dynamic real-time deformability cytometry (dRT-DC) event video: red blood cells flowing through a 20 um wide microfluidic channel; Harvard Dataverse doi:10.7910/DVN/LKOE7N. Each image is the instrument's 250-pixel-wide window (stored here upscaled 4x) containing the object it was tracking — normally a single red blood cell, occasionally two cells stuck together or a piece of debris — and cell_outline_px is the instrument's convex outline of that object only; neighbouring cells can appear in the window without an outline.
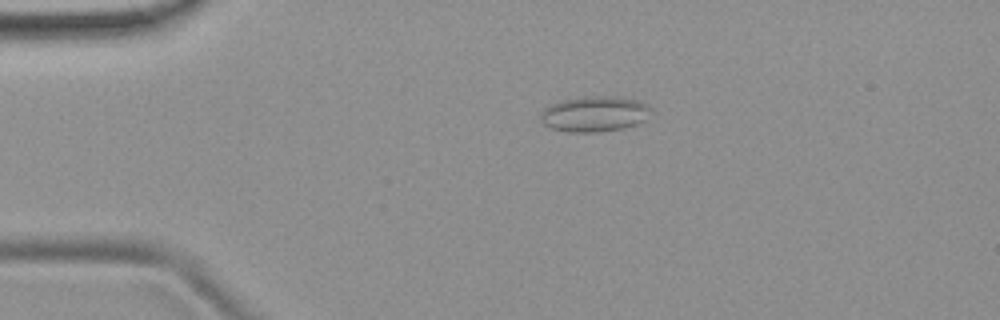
{"species": "common noctule bat (a hibernating species)", "species_latin": "Nyctalus noctula", "temperature_condition": "room temperature", "stored_images_in_passage": 52, "camera_frame_rate_fps": 3000, "um_per_image_px": 0.085, "animal": {"sex": "female", "body_mass_g": 19.9}, "frame": {"image": 1, "passage_image": 11, "time_ms": 3.333, "image_size_px": [1000, 320], "cell_outline_px": [[652, 108], [644, 120], [636, 124], [624, 128], [596, 132], [568, 132], [552, 128], [544, 124], [540, 120], [540, 112], [544, 108], [552, 104], [564, 100], [584, 96], [616, 96], [636, 100], [648, 104]], "centroid_in_image_um": [50.52, 9.68], "position_along_channel_um": 34.5, "area_um2": 22.83}}
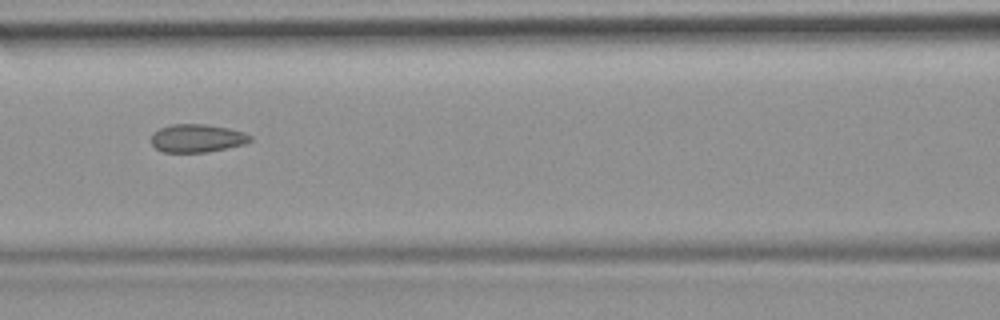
{"frame": {"image": 2, "passage_image": 23, "time_ms": 7.333, "image_size_px": [1000, 320], "cell_outline_px": [[252, 140], [244, 144], [208, 152], [164, 152], [156, 148], [152, 144], [152, 132], [160, 128], [172, 124], [204, 124], [228, 128], [244, 132], [252, 136]], "centroid_in_image_um": [16.75, 11.74], "position_along_channel_um": 149.8, "area_um2": 16.18}}
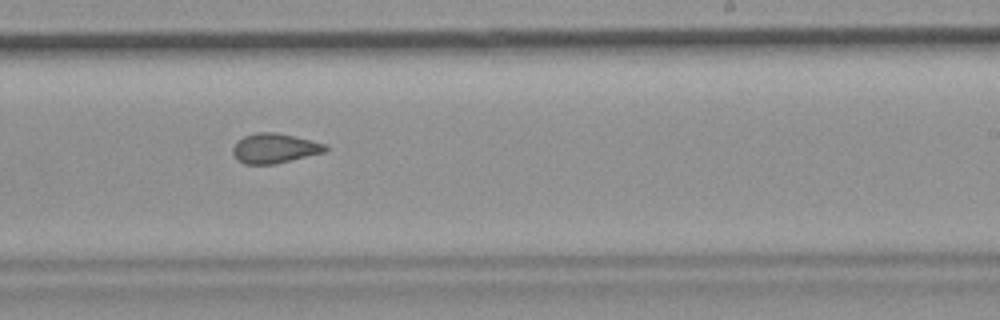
{"frame": {"image": 3, "passage_image": 32, "time_ms": 10.333, "image_size_px": [1000, 320], "cell_outline_px": [[328, 148], [324, 152], [276, 164], [244, 164], [236, 160], [232, 152], [232, 148], [244, 136], [256, 132], [276, 132], [328, 144]], "centroid_in_image_um": [23.34, 12.61], "position_along_channel_um": 265.7, "area_um2": 16.07}, "authors_computed_cell_mechanics": {"area_um2": 16.9643, "velocity_mm_per_s": 3.8783, "shape_relaxation_time_tau1_ms": null, "shape_relaxation_time_tau2_ms": 1.7203, "deformation_change_tau1": null, "deformation_change_tau2": 0.0574}}